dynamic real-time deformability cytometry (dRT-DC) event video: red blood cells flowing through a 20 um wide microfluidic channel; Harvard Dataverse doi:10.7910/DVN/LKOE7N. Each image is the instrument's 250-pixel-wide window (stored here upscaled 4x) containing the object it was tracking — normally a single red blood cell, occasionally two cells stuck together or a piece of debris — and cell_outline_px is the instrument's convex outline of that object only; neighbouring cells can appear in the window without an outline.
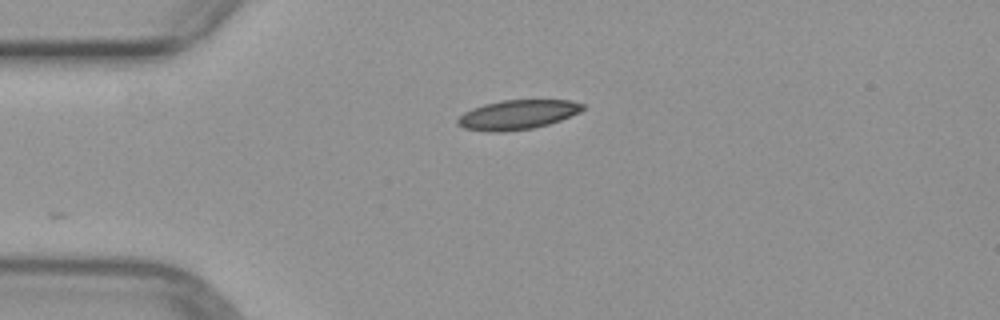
{"species": "common noctule bat (a hibernating species)", "species_latin": "Nyctalus noctula", "temperature_condition": "warm", "stored_images_in_passage": 25, "camera_frame_rate_fps": 3000, "um_per_image_px": 0.085, "animal": {"sex": "female", "body_mass_g": 29.2, "forearm_length_mm": 56.3}, "frame": {"image": 1, "passage_image": 1, "time_ms": 0.0, "image_size_px": [1000, 320], "cell_outline_px": [[584, 108], [580, 112], [560, 120], [548, 124], [532, 128], [504, 132], [488, 132], [464, 128], [456, 124], [456, 120], [464, 112], [472, 108], [484, 104], [504, 100], [568, 100], [584, 104]], "centroid_in_image_um": [43.96, 9.75], "position_along_channel_um": 41.0, "area_um2": 21.44}}
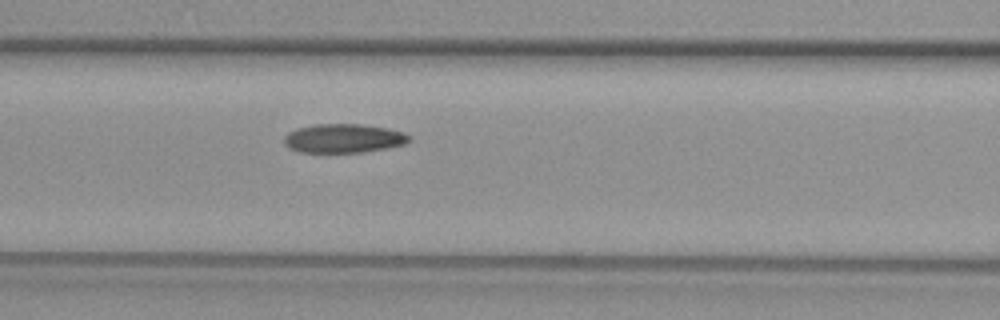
{"frame": {"image": 2, "passage_image": 10, "time_ms": 3.0, "image_size_px": [1000, 320], "cell_outline_px": [[412, 140], [404, 144], [384, 148], [360, 152], [300, 152], [288, 148], [284, 144], [284, 136], [288, 132], [296, 128], [316, 124], [360, 124], [388, 128], [404, 132]], "centroid_in_image_um": [29.17, 11.75], "position_along_channel_um": 137.4, "area_um2": 21.04}}
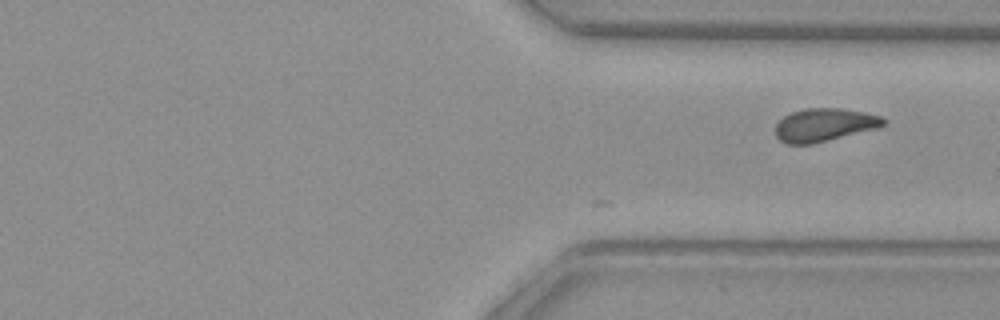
{"frame": {"image": 3, "passage_image": 25, "time_ms": 8.0, "image_size_px": [1000, 320], "cell_outline_px": [[888, 120], [880, 128], [812, 144], [788, 144], [780, 140], [776, 136], [776, 124], [784, 116], [792, 112], [804, 108], [840, 108], [864, 112], [884, 116]], "centroid_in_image_um": [70.12, 10.61], "position_along_channel_um": 341.3, "area_um2": 21.04}}